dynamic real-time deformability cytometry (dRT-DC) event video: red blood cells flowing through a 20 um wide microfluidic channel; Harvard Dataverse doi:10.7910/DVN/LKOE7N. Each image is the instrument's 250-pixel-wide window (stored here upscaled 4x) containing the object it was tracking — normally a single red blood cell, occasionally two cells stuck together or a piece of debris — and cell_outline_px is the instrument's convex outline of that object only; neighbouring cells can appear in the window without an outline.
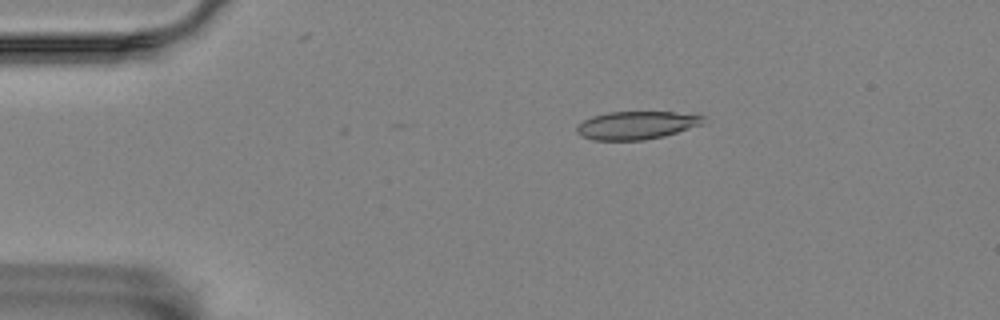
{"species": "Egyptian fruit bat (a non-hibernating species)", "species_latin": "Rousettus aegyptiacus", "temperature_condition": "room temperature", "stored_images_in_passage": 6, "camera_frame_rate_fps": 3000, "um_per_image_px": 0.085, "animal": {"sex": "female"}, "frame": {"image": 1, "passage_image": 4, "time_ms": 3.333, "image_size_px": [1000, 320], "cell_outline_px": [[704, 124], [664, 136], [644, 140], [592, 140], [580, 136], [576, 132], [576, 128], [584, 120], [592, 116], [608, 112], [672, 112], [704, 116]], "centroid_in_image_um": [54.08, 10.65], "position_along_channel_um": 30.9, "area_um2": 20.63}}